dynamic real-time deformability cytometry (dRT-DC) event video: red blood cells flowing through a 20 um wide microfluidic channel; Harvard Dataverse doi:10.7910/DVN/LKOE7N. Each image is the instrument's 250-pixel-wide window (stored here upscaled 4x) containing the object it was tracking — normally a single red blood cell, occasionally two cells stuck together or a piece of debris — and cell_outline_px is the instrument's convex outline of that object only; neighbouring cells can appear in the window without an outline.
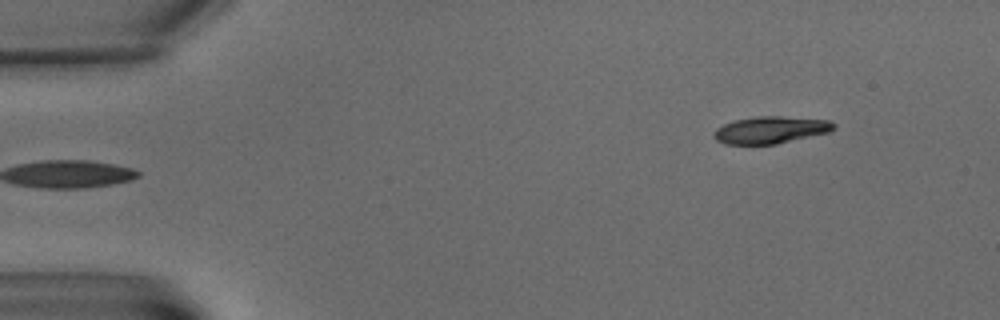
{"species": "common noctule bat (a hibernating species)", "species_latin": "Nyctalus noctula", "temperature_condition": "warm", "stored_images_in_passage": 2, "camera_frame_rate_fps": 3000, "um_per_image_px": 0.085, "animal": {"sex": "male", "body_mass_g": 15.6}, "frame": {"image": 1, "passage_image": 2, "time_ms": 1.333, "image_size_px": [1000, 320], "cell_outline_px": [[836, 128], [828, 132], [776, 144], [724, 144], [716, 140], [712, 132], [716, 128], [724, 124], [736, 120], [756, 116], [780, 116], [828, 120], [836, 124]], "centroid_in_image_um": [65.48, 11.04], "position_along_channel_um": 19.5, "area_um2": 18.84}}